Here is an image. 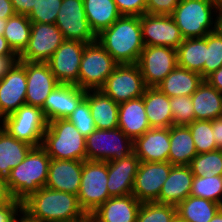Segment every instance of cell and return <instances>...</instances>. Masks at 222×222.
Instances as JSON below:
<instances>
[{"label":"cell","instance_id":"cell-1","mask_svg":"<svg viewBox=\"0 0 222 222\" xmlns=\"http://www.w3.org/2000/svg\"><path fill=\"white\" fill-rule=\"evenodd\" d=\"M97 41L118 64H136L145 45L140 16L122 15L97 35Z\"/></svg>","mask_w":222,"mask_h":222},{"label":"cell","instance_id":"cell-2","mask_svg":"<svg viewBox=\"0 0 222 222\" xmlns=\"http://www.w3.org/2000/svg\"><path fill=\"white\" fill-rule=\"evenodd\" d=\"M22 206L42 222H70L88 217L80 207L77 195L47 187L32 193Z\"/></svg>","mask_w":222,"mask_h":222},{"label":"cell","instance_id":"cell-3","mask_svg":"<svg viewBox=\"0 0 222 222\" xmlns=\"http://www.w3.org/2000/svg\"><path fill=\"white\" fill-rule=\"evenodd\" d=\"M51 158L42 146L33 147L26 158L14 167L6 182L14 200L21 203L45 187Z\"/></svg>","mask_w":222,"mask_h":222},{"label":"cell","instance_id":"cell-4","mask_svg":"<svg viewBox=\"0 0 222 222\" xmlns=\"http://www.w3.org/2000/svg\"><path fill=\"white\" fill-rule=\"evenodd\" d=\"M42 147L51 159L86 160V138L68 119L48 122Z\"/></svg>","mask_w":222,"mask_h":222},{"label":"cell","instance_id":"cell-5","mask_svg":"<svg viewBox=\"0 0 222 222\" xmlns=\"http://www.w3.org/2000/svg\"><path fill=\"white\" fill-rule=\"evenodd\" d=\"M217 10L212 0H180L171 16L184 39L203 38L216 30Z\"/></svg>","mask_w":222,"mask_h":222},{"label":"cell","instance_id":"cell-6","mask_svg":"<svg viewBox=\"0 0 222 222\" xmlns=\"http://www.w3.org/2000/svg\"><path fill=\"white\" fill-rule=\"evenodd\" d=\"M117 65L97 40L86 43L79 68L78 87L99 90Z\"/></svg>","mask_w":222,"mask_h":222},{"label":"cell","instance_id":"cell-7","mask_svg":"<svg viewBox=\"0 0 222 222\" xmlns=\"http://www.w3.org/2000/svg\"><path fill=\"white\" fill-rule=\"evenodd\" d=\"M47 125L42 108L26 104L0 121V126L11 136L33 147L42 146Z\"/></svg>","mask_w":222,"mask_h":222},{"label":"cell","instance_id":"cell-8","mask_svg":"<svg viewBox=\"0 0 222 222\" xmlns=\"http://www.w3.org/2000/svg\"><path fill=\"white\" fill-rule=\"evenodd\" d=\"M108 163L83 161L81 186L77 195L80 207L89 216L111 196L107 189Z\"/></svg>","mask_w":222,"mask_h":222},{"label":"cell","instance_id":"cell-9","mask_svg":"<svg viewBox=\"0 0 222 222\" xmlns=\"http://www.w3.org/2000/svg\"><path fill=\"white\" fill-rule=\"evenodd\" d=\"M133 153V141L120 129H96L86 137V160L116 161Z\"/></svg>","mask_w":222,"mask_h":222},{"label":"cell","instance_id":"cell-10","mask_svg":"<svg viewBox=\"0 0 222 222\" xmlns=\"http://www.w3.org/2000/svg\"><path fill=\"white\" fill-rule=\"evenodd\" d=\"M145 85L138 64H118L100 90L120 104L144 95Z\"/></svg>","mask_w":222,"mask_h":222},{"label":"cell","instance_id":"cell-11","mask_svg":"<svg viewBox=\"0 0 222 222\" xmlns=\"http://www.w3.org/2000/svg\"><path fill=\"white\" fill-rule=\"evenodd\" d=\"M137 64L145 85L156 87L177 66V50L167 46H145Z\"/></svg>","mask_w":222,"mask_h":222},{"label":"cell","instance_id":"cell-12","mask_svg":"<svg viewBox=\"0 0 222 222\" xmlns=\"http://www.w3.org/2000/svg\"><path fill=\"white\" fill-rule=\"evenodd\" d=\"M64 41L56 24L32 22L28 45L18 60L47 62Z\"/></svg>","mask_w":222,"mask_h":222},{"label":"cell","instance_id":"cell-13","mask_svg":"<svg viewBox=\"0 0 222 222\" xmlns=\"http://www.w3.org/2000/svg\"><path fill=\"white\" fill-rule=\"evenodd\" d=\"M55 24L65 40L84 43L97 40L86 18L83 0H63Z\"/></svg>","mask_w":222,"mask_h":222},{"label":"cell","instance_id":"cell-14","mask_svg":"<svg viewBox=\"0 0 222 222\" xmlns=\"http://www.w3.org/2000/svg\"><path fill=\"white\" fill-rule=\"evenodd\" d=\"M140 25L145 46H167L177 49L184 40L171 15L145 13L140 16Z\"/></svg>","mask_w":222,"mask_h":222},{"label":"cell","instance_id":"cell-15","mask_svg":"<svg viewBox=\"0 0 222 222\" xmlns=\"http://www.w3.org/2000/svg\"><path fill=\"white\" fill-rule=\"evenodd\" d=\"M26 61L17 60L0 80V121L26 104Z\"/></svg>","mask_w":222,"mask_h":222},{"label":"cell","instance_id":"cell-16","mask_svg":"<svg viewBox=\"0 0 222 222\" xmlns=\"http://www.w3.org/2000/svg\"><path fill=\"white\" fill-rule=\"evenodd\" d=\"M86 43L65 40L47 61L56 80L61 84L78 86V75Z\"/></svg>","mask_w":222,"mask_h":222},{"label":"cell","instance_id":"cell-17","mask_svg":"<svg viewBox=\"0 0 222 222\" xmlns=\"http://www.w3.org/2000/svg\"><path fill=\"white\" fill-rule=\"evenodd\" d=\"M172 166L169 161L140 162L134 179L132 194L140 202L156 201Z\"/></svg>","mask_w":222,"mask_h":222},{"label":"cell","instance_id":"cell-18","mask_svg":"<svg viewBox=\"0 0 222 222\" xmlns=\"http://www.w3.org/2000/svg\"><path fill=\"white\" fill-rule=\"evenodd\" d=\"M26 105L42 108L46 98L60 84L47 62L26 61Z\"/></svg>","mask_w":222,"mask_h":222},{"label":"cell","instance_id":"cell-19","mask_svg":"<svg viewBox=\"0 0 222 222\" xmlns=\"http://www.w3.org/2000/svg\"><path fill=\"white\" fill-rule=\"evenodd\" d=\"M86 90L73 84H58L42 107L47 122L66 119L85 98Z\"/></svg>","mask_w":222,"mask_h":222},{"label":"cell","instance_id":"cell-20","mask_svg":"<svg viewBox=\"0 0 222 222\" xmlns=\"http://www.w3.org/2000/svg\"><path fill=\"white\" fill-rule=\"evenodd\" d=\"M170 152V127L150 128L133 141V153L140 162H167Z\"/></svg>","mask_w":222,"mask_h":222},{"label":"cell","instance_id":"cell-21","mask_svg":"<svg viewBox=\"0 0 222 222\" xmlns=\"http://www.w3.org/2000/svg\"><path fill=\"white\" fill-rule=\"evenodd\" d=\"M83 161L51 159L45 187L78 195Z\"/></svg>","mask_w":222,"mask_h":222},{"label":"cell","instance_id":"cell-22","mask_svg":"<svg viewBox=\"0 0 222 222\" xmlns=\"http://www.w3.org/2000/svg\"><path fill=\"white\" fill-rule=\"evenodd\" d=\"M141 204L133 194L110 197L89 216L92 222H136Z\"/></svg>","mask_w":222,"mask_h":222},{"label":"cell","instance_id":"cell-23","mask_svg":"<svg viewBox=\"0 0 222 222\" xmlns=\"http://www.w3.org/2000/svg\"><path fill=\"white\" fill-rule=\"evenodd\" d=\"M107 189L111 197L132 194L134 179L140 164L139 158L130 154L126 158L108 161Z\"/></svg>","mask_w":222,"mask_h":222},{"label":"cell","instance_id":"cell-24","mask_svg":"<svg viewBox=\"0 0 222 222\" xmlns=\"http://www.w3.org/2000/svg\"><path fill=\"white\" fill-rule=\"evenodd\" d=\"M193 178L189 165H173L155 202L177 206L190 195Z\"/></svg>","mask_w":222,"mask_h":222},{"label":"cell","instance_id":"cell-25","mask_svg":"<svg viewBox=\"0 0 222 222\" xmlns=\"http://www.w3.org/2000/svg\"><path fill=\"white\" fill-rule=\"evenodd\" d=\"M118 128L132 141L142 136L151 128L146 115L143 97L131 99L119 104Z\"/></svg>","mask_w":222,"mask_h":222},{"label":"cell","instance_id":"cell-26","mask_svg":"<svg viewBox=\"0 0 222 222\" xmlns=\"http://www.w3.org/2000/svg\"><path fill=\"white\" fill-rule=\"evenodd\" d=\"M91 116L96 129L111 130L118 128L119 104L99 90H86Z\"/></svg>","mask_w":222,"mask_h":222},{"label":"cell","instance_id":"cell-27","mask_svg":"<svg viewBox=\"0 0 222 222\" xmlns=\"http://www.w3.org/2000/svg\"><path fill=\"white\" fill-rule=\"evenodd\" d=\"M195 120L212 121L222 117V93L206 80L191 95Z\"/></svg>","mask_w":222,"mask_h":222},{"label":"cell","instance_id":"cell-28","mask_svg":"<svg viewBox=\"0 0 222 222\" xmlns=\"http://www.w3.org/2000/svg\"><path fill=\"white\" fill-rule=\"evenodd\" d=\"M142 97L151 128H169L173 125L170 97L157 87H147Z\"/></svg>","mask_w":222,"mask_h":222},{"label":"cell","instance_id":"cell-29","mask_svg":"<svg viewBox=\"0 0 222 222\" xmlns=\"http://www.w3.org/2000/svg\"><path fill=\"white\" fill-rule=\"evenodd\" d=\"M203 80L200 73L176 66L156 87L170 98L191 96Z\"/></svg>","mask_w":222,"mask_h":222},{"label":"cell","instance_id":"cell-30","mask_svg":"<svg viewBox=\"0 0 222 222\" xmlns=\"http://www.w3.org/2000/svg\"><path fill=\"white\" fill-rule=\"evenodd\" d=\"M32 148L0 126V177L7 179L11 170L26 158Z\"/></svg>","mask_w":222,"mask_h":222},{"label":"cell","instance_id":"cell-31","mask_svg":"<svg viewBox=\"0 0 222 222\" xmlns=\"http://www.w3.org/2000/svg\"><path fill=\"white\" fill-rule=\"evenodd\" d=\"M83 4L88 23L96 36L122 16L114 0H83Z\"/></svg>","mask_w":222,"mask_h":222},{"label":"cell","instance_id":"cell-32","mask_svg":"<svg viewBox=\"0 0 222 222\" xmlns=\"http://www.w3.org/2000/svg\"><path fill=\"white\" fill-rule=\"evenodd\" d=\"M197 155L195 144L188 126L170 127V152L168 161L172 165H189Z\"/></svg>","mask_w":222,"mask_h":222},{"label":"cell","instance_id":"cell-33","mask_svg":"<svg viewBox=\"0 0 222 222\" xmlns=\"http://www.w3.org/2000/svg\"><path fill=\"white\" fill-rule=\"evenodd\" d=\"M176 50L177 66L198 72L204 79L206 36L203 38H186Z\"/></svg>","mask_w":222,"mask_h":222},{"label":"cell","instance_id":"cell-34","mask_svg":"<svg viewBox=\"0 0 222 222\" xmlns=\"http://www.w3.org/2000/svg\"><path fill=\"white\" fill-rule=\"evenodd\" d=\"M221 207L211 200L189 195L176 206V214L185 222H209Z\"/></svg>","mask_w":222,"mask_h":222},{"label":"cell","instance_id":"cell-35","mask_svg":"<svg viewBox=\"0 0 222 222\" xmlns=\"http://www.w3.org/2000/svg\"><path fill=\"white\" fill-rule=\"evenodd\" d=\"M31 25L32 22L26 15L15 14L7 19L3 36L18 57L28 45L31 35Z\"/></svg>","mask_w":222,"mask_h":222},{"label":"cell","instance_id":"cell-36","mask_svg":"<svg viewBox=\"0 0 222 222\" xmlns=\"http://www.w3.org/2000/svg\"><path fill=\"white\" fill-rule=\"evenodd\" d=\"M189 167L194 176H221L222 150L217 149L207 153L197 154L190 162Z\"/></svg>","mask_w":222,"mask_h":222},{"label":"cell","instance_id":"cell-37","mask_svg":"<svg viewBox=\"0 0 222 222\" xmlns=\"http://www.w3.org/2000/svg\"><path fill=\"white\" fill-rule=\"evenodd\" d=\"M190 195L211 200L222 206V175L194 176Z\"/></svg>","mask_w":222,"mask_h":222},{"label":"cell","instance_id":"cell-38","mask_svg":"<svg viewBox=\"0 0 222 222\" xmlns=\"http://www.w3.org/2000/svg\"><path fill=\"white\" fill-rule=\"evenodd\" d=\"M197 154L207 153L217 150V145L213 137L212 121L194 120L188 125Z\"/></svg>","mask_w":222,"mask_h":222},{"label":"cell","instance_id":"cell-39","mask_svg":"<svg viewBox=\"0 0 222 222\" xmlns=\"http://www.w3.org/2000/svg\"><path fill=\"white\" fill-rule=\"evenodd\" d=\"M176 215V206L158 202H142L136 222H171Z\"/></svg>","mask_w":222,"mask_h":222},{"label":"cell","instance_id":"cell-40","mask_svg":"<svg viewBox=\"0 0 222 222\" xmlns=\"http://www.w3.org/2000/svg\"><path fill=\"white\" fill-rule=\"evenodd\" d=\"M222 66V35L212 31L206 35V60L204 80Z\"/></svg>","mask_w":222,"mask_h":222},{"label":"cell","instance_id":"cell-41","mask_svg":"<svg viewBox=\"0 0 222 222\" xmlns=\"http://www.w3.org/2000/svg\"><path fill=\"white\" fill-rule=\"evenodd\" d=\"M63 0H38L27 16L31 22L55 24Z\"/></svg>","mask_w":222,"mask_h":222},{"label":"cell","instance_id":"cell-42","mask_svg":"<svg viewBox=\"0 0 222 222\" xmlns=\"http://www.w3.org/2000/svg\"><path fill=\"white\" fill-rule=\"evenodd\" d=\"M173 125L188 126L195 120L191 96L170 98Z\"/></svg>","mask_w":222,"mask_h":222},{"label":"cell","instance_id":"cell-43","mask_svg":"<svg viewBox=\"0 0 222 222\" xmlns=\"http://www.w3.org/2000/svg\"><path fill=\"white\" fill-rule=\"evenodd\" d=\"M66 119L72 122L85 138L96 130L88 101L85 98Z\"/></svg>","mask_w":222,"mask_h":222},{"label":"cell","instance_id":"cell-44","mask_svg":"<svg viewBox=\"0 0 222 222\" xmlns=\"http://www.w3.org/2000/svg\"><path fill=\"white\" fill-rule=\"evenodd\" d=\"M180 0H146V13L172 15Z\"/></svg>","mask_w":222,"mask_h":222},{"label":"cell","instance_id":"cell-45","mask_svg":"<svg viewBox=\"0 0 222 222\" xmlns=\"http://www.w3.org/2000/svg\"><path fill=\"white\" fill-rule=\"evenodd\" d=\"M121 15L141 16L146 13V0H114Z\"/></svg>","mask_w":222,"mask_h":222},{"label":"cell","instance_id":"cell-46","mask_svg":"<svg viewBox=\"0 0 222 222\" xmlns=\"http://www.w3.org/2000/svg\"><path fill=\"white\" fill-rule=\"evenodd\" d=\"M22 205L20 201L12 200L9 204L0 207V222H12L13 217L19 207Z\"/></svg>","mask_w":222,"mask_h":222},{"label":"cell","instance_id":"cell-47","mask_svg":"<svg viewBox=\"0 0 222 222\" xmlns=\"http://www.w3.org/2000/svg\"><path fill=\"white\" fill-rule=\"evenodd\" d=\"M38 0H11L16 14L28 16Z\"/></svg>","mask_w":222,"mask_h":222},{"label":"cell","instance_id":"cell-48","mask_svg":"<svg viewBox=\"0 0 222 222\" xmlns=\"http://www.w3.org/2000/svg\"><path fill=\"white\" fill-rule=\"evenodd\" d=\"M12 222H42L37 217L33 216L28 210H26L22 205L16 211Z\"/></svg>","mask_w":222,"mask_h":222},{"label":"cell","instance_id":"cell-49","mask_svg":"<svg viewBox=\"0 0 222 222\" xmlns=\"http://www.w3.org/2000/svg\"><path fill=\"white\" fill-rule=\"evenodd\" d=\"M212 130L217 149L222 150V117L212 120Z\"/></svg>","mask_w":222,"mask_h":222},{"label":"cell","instance_id":"cell-50","mask_svg":"<svg viewBox=\"0 0 222 222\" xmlns=\"http://www.w3.org/2000/svg\"><path fill=\"white\" fill-rule=\"evenodd\" d=\"M18 60V56H0V80Z\"/></svg>","mask_w":222,"mask_h":222},{"label":"cell","instance_id":"cell-51","mask_svg":"<svg viewBox=\"0 0 222 222\" xmlns=\"http://www.w3.org/2000/svg\"><path fill=\"white\" fill-rule=\"evenodd\" d=\"M13 200L9 192L6 179L0 177V207L9 204Z\"/></svg>","mask_w":222,"mask_h":222},{"label":"cell","instance_id":"cell-52","mask_svg":"<svg viewBox=\"0 0 222 222\" xmlns=\"http://www.w3.org/2000/svg\"><path fill=\"white\" fill-rule=\"evenodd\" d=\"M212 87L222 93V66L205 79Z\"/></svg>","mask_w":222,"mask_h":222},{"label":"cell","instance_id":"cell-53","mask_svg":"<svg viewBox=\"0 0 222 222\" xmlns=\"http://www.w3.org/2000/svg\"><path fill=\"white\" fill-rule=\"evenodd\" d=\"M16 12L13 8L11 0H0V18L8 19L11 16L15 15Z\"/></svg>","mask_w":222,"mask_h":222},{"label":"cell","instance_id":"cell-54","mask_svg":"<svg viewBox=\"0 0 222 222\" xmlns=\"http://www.w3.org/2000/svg\"><path fill=\"white\" fill-rule=\"evenodd\" d=\"M0 56H17L3 35H0Z\"/></svg>","mask_w":222,"mask_h":222},{"label":"cell","instance_id":"cell-55","mask_svg":"<svg viewBox=\"0 0 222 222\" xmlns=\"http://www.w3.org/2000/svg\"><path fill=\"white\" fill-rule=\"evenodd\" d=\"M216 31L222 35V8H218L216 14Z\"/></svg>","mask_w":222,"mask_h":222},{"label":"cell","instance_id":"cell-56","mask_svg":"<svg viewBox=\"0 0 222 222\" xmlns=\"http://www.w3.org/2000/svg\"><path fill=\"white\" fill-rule=\"evenodd\" d=\"M209 222H222V207Z\"/></svg>","mask_w":222,"mask_h":222},{"label":"cell","instance_id":"cell-57","mask_svg":"<svg viewBox=\"0 0 222 222\" xmlns=\"http://www.w3.org/2000/svg\"><path fill=\"white\" fill-rule=\"evenodd\" d=\"M7 25V19L0 18V35L4 34L5 26Z\"/></svg>","mask_w":222,"mask_h":222},{"label":"cell","instance_id":"cell-58","mask_svg":"<svg viewBox=\"0 0 222 222\" xmlns=\"http://www.w3.org/2000/svg\"><path fill=\"white\" fill-rule=\"evenodd\" d=\"M70 222H92L91 217L88 216L82 220H74V221H70Z\"/></svg>","mask_w":222,"mask_h":222},{"label":"cell","instance_id":"cell-59","mask_svg":"<svg viewBox=\"0 0 222 222\" xmlns=\"http://www.w3.org/2000/svg\"><path fill=\"white\" fill-rule=\"evenodd\" d=\"M171 222H185V221L176 214Z\"/></svg>","mask_w":222,"mask_h":222},{"label":"cell","instance_id":"cell-60","mask_svg":"<svg viewBox=\"0 0 222 222\" xmlns=\"http://www.w3.org/2000/svg\"><path fill=\"white\" fill-rule=\"evenodd\" d=\"M215 2L218 8H222V0H216Z\"/></svg>","mask_w":222,"mask_h":222}]
</instances>
